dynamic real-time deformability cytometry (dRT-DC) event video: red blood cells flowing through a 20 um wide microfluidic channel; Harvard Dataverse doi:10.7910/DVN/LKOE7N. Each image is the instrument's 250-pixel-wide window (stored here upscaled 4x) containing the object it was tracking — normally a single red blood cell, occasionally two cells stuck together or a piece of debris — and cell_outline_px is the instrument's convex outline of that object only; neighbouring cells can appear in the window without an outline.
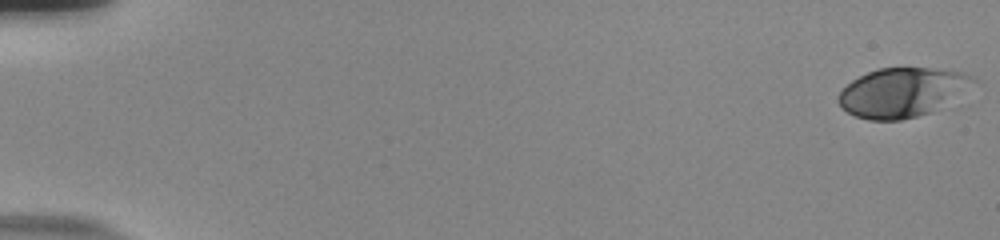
{"species": "human", "species_latin": "Homo sapiens", "temperature_condition": "room temperature", "stored_images_in_passage": 56, "camera_frame_rate_fps": 3000, "um_per_image_px": 0.085, "donor": {"sex": "male"}, "frame": {"image": 1, "passage_image": 1, "time_ms": 0.0, "image_size_px": [1000, 240], "cell_outline_px": [[976, 80], [932, 112], [900, 120], [868, 120], [856, 116], [848, 112], [836, 100], [836, 96], [852, 80], [868, 72], [880, 68], [932, 68], [964, 72], [972, 76]], "centroid_in_image_um": [76.61, 7.85], "position_along_channel_um": 8.4, "area_um2": 37.8}}
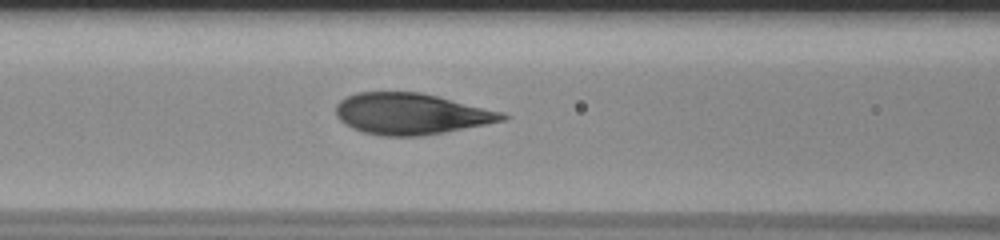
{"frame": {"image": 2, "passage_image": 26, "time_ms": 8.333, "image_size_px": [1000, 240], "cell_outline_px": [[512, 116], [508, 120], [424, 136], [380, 136], [364, 132], [352, 128], [344, 124], [336, 116], [336, 104], [340, 100], [356, 92], [420, 92], [504, 112]], "centroid_in_image_um": [34.97, 9.68], "position_along_channel_um": 131.6, "area_um2": 40.23}}
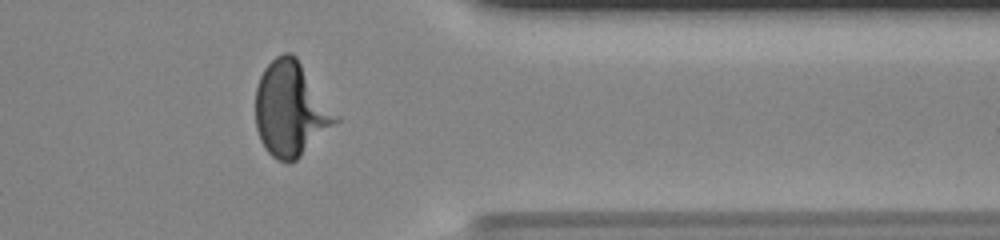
{"frame": {"image": 3, "passage_image": 47, "time_ms": 15.333, "image_size_px": [1000, 240], "cell_outline_px": [[340, 120], [296, 160], [288, 164], [276, 160], [264, 148], [260, 140], [256, 128], [256, 88], [260, 76], [264, 68], [276, 56], [284, 52], [292, 52], [296, 56], [340, 116]], "centroid_in_image_um": [24.72, 9.28], "position_along_channel_um": 386.7, "area_um2": 44.45}, "authors_computed_cell_mechanics": {"area_um2": 39.7086, "velocity_mm_per_s": 3.7583, "shape_relaxation_time_tau1_ms": 5.817, "shape_relaxation_time_tau2_ms": null, "deformation_change_tau1": 0.2213, "deformation_change_tau2": null}}